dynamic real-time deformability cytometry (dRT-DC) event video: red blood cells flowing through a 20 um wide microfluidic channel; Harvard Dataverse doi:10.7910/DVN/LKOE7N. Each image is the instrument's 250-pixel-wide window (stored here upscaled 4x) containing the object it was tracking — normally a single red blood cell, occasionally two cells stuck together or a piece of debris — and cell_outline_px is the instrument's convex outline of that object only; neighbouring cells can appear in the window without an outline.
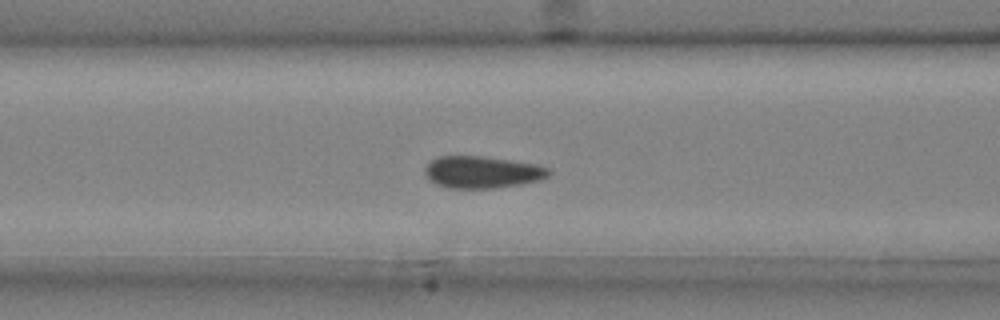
{"species": "common noctule bat (a hibernating species)", "species_latin": "Nyctalus noctula", "temperature_condition": "cold", "stored_images_in_passage": 47, "camera_frame_rate_fps": 3000, "um_per_image_px": 0.085, "animal": {"sex": "male", "body_mass_g": 20.4}, "frame": {"image": 1, "passage_image": 19, "time_ms": 6.0, "image_size_px": [1000, 320], "cell_outline_px": [[552, 172], [548, 176], [540, 180], [524, 184], [496, 188], [448, 188], [436, 184], [424, 172], [424, 168], [432, 160], [440, 156], [484, 156], [540, 164], [548, 168]], "centroid_in_image_um": [41.05, 14.63], "position_along_channel_um": 125.5, "area_um2": 23.29}}
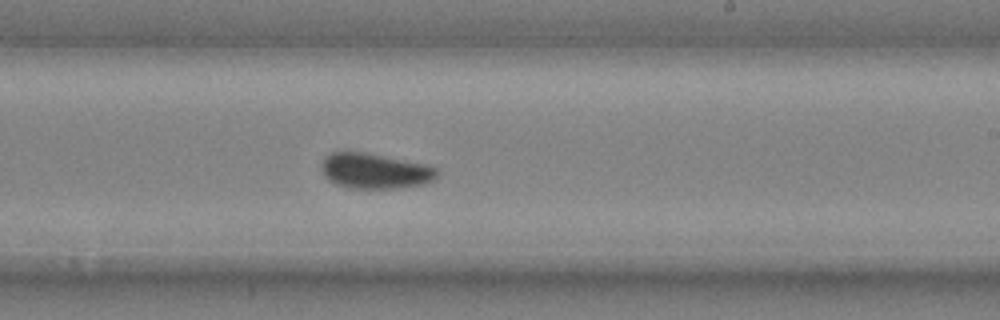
{"frame": {"image": 2, "passage_image": 29, "time_ms": 9.333, "image_size_px": [1000, 320], "cell_outline_px": [[440, 172], [436, 180], [424, 184], [396, 188], [348, 188], [336, 184], [328, 180], [324, 176], [320, 168], [320, 164], [324, 156], [332, 152], [364, 152], [428, 164], [436, 168]], "centroid_in_image_um": [31.88, 14.53], "position_along_channel_um": 257.1, "area_um2": 24.22}}
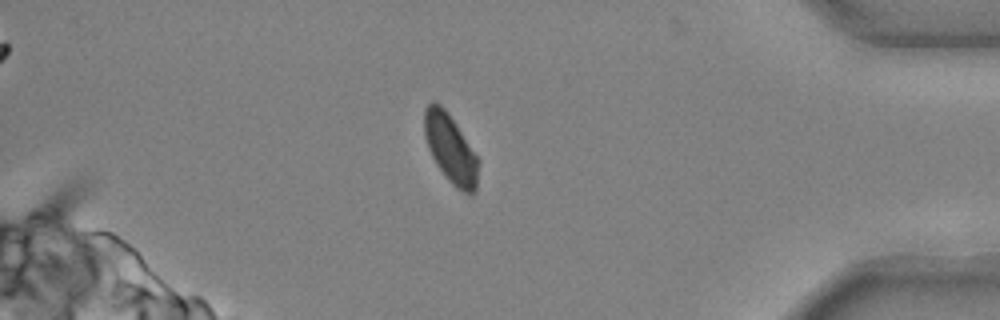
{"frame": {"image": 3, "passage_image": 42, "time_ms": 13.667, "image_size_px": [1000, 320], "cell_outline_px": [[480, 160], [476, 192], [464, 192], [456, 188], [448, 180], [436, 164], [428, 148], [424, 136], [424, 108], [432, 100], [436, 100], [444, 108]], "centroid_in_image_um": [38.28, 12.63], "position_along_channel_um": 396.9, "area_um2": 21.62}, "authors_computed_cell_mechanics": {"area_um2": 23.12, "velocity_mm_per_s": 3.9568, "shape_relaxation_time_tau1_ms": 5.7723, "shape_relaxation_time_tau2_ms": null, "deformation_change_tau1": 0.0855, "deformation_change_tau2": null}}